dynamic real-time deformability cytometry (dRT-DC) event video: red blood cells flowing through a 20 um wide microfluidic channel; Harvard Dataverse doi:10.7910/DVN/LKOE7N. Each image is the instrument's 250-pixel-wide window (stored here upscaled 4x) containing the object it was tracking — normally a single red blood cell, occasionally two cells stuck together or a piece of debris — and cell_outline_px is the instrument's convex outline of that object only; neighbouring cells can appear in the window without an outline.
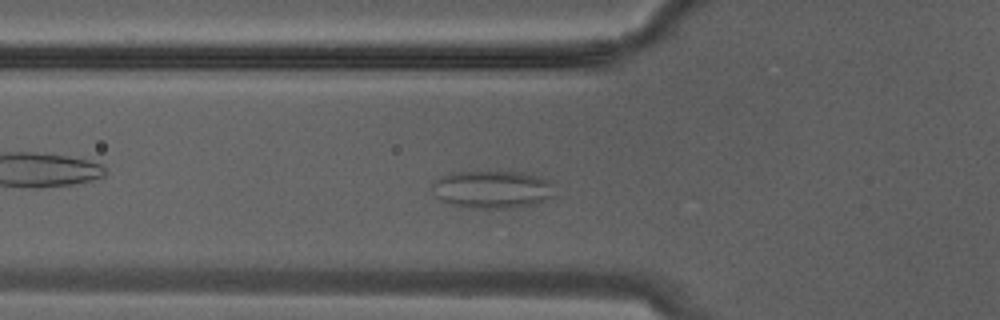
{"species": "Egyptian fruit bat (a non-hibernating species)", "species_latin": "Rousettus aegyptiacus", "temperature_condition": "warm", "stored_images_in_passage": 23, "camera_frame_rate_fps": 3000, "um_per_image_px": 0.085, "animal": {"sex": "male"}, "frame": {"image": 1, "passage_image": 4, "time_ms": 1.0, "image_size_px": [1000, 320], "cell_outline_px": [[556, 196], [532, 204], [512, 208], [468, 208], [448, 204], [440, 200], [432, 192], [432, 184], [440, 176], [452, 172], [524, 172], [552, 180]], "centroid_in_image_um": [41.86, 16.1], "position_along_channel_um": 83.9, "area_um2": 27.34}}